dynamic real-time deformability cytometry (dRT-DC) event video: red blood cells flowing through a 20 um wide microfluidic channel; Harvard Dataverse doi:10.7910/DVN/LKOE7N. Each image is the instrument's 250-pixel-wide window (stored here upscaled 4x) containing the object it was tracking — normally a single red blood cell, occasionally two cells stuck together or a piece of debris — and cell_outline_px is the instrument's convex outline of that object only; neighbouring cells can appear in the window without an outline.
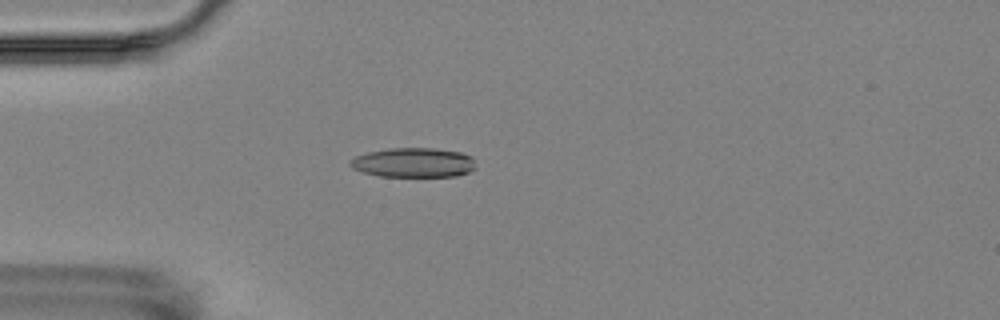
{"species": "Egyptian fruit bat (a non-hibernating species)", "species_latin": "Rousettus aegyptiacus", "temperature_condition": "room temperature", "stored_images_in_passage": 4, "camera_frame_rate_fps": 3000, "um_per_image_px": 0.085, "animal": {"sex": "female"}, "frame": {"image": 1, "passage_image": 3, "time_ms": 2.667, "image_size_px": [1000, 320], "cell_outline_px": [[476, 168], [468, 172], [456, 176], [380, 176], [364, 172], [352, 168], [348, 164], [356, 156], [368, 152], [388, 148], [432, 148], [460, 152], [472, 156]], "centroid_in_image_um": [35.16, 13.81], "position_along_channel_um": 49.8, "area_um2": 21.5}}